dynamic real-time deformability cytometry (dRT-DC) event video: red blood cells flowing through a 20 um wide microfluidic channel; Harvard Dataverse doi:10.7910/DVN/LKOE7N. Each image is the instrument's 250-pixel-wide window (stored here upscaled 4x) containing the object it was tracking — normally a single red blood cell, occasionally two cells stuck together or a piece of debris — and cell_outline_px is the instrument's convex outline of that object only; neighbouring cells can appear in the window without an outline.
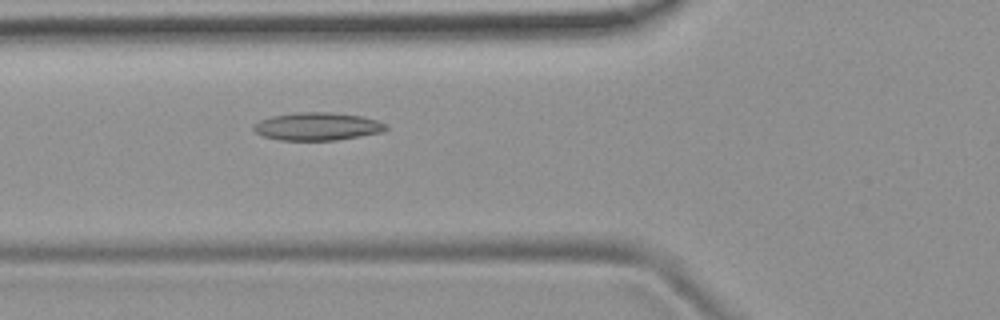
{"species": "common noctule bat (a hibernating species)", "species_latin": "Nyctalus noctula", "temperature_condition": "room temperature", "stored_images_in_passage": 52, "camera_frame_rate_fps": 3000, "um_per_image_px": 0.085, "animal": {"sex": "female", "body_mass_g": 19.9}, "frame": {"image": 1, "passage_image": 19, "time_ms": 6.0, "image_size_px": [1000, 320], "cell_outline_px": [[388, 128], [380, 132], [360, 136], [336, 140], [280, 140], [264, 136], [256, 132], [252, 128], [252, 124], [260, 120], [272, 116], [296, 112], [328, 112], [360, 116], [376, 120], [384, 124]], "centroid_in_image_um": [26.92, 10.74], "position_along_channel_um": 98.9, "area_um2": 21.27}}
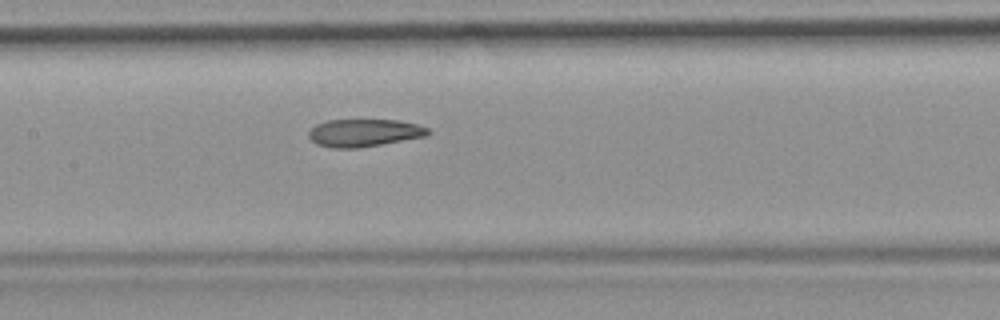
{"frame": {"image": 2, "passage_image": 25, "time_ms": 8.0, "image_size_px": [1000, 320], "cell_outline_px": [[432, 132], [428, 136], [356, 148], [332, 148], [316, 144], [308, 136], [308, 132], [316, 124], [328, 120], [400, 120], [416, 124], [428, 128]], "centroid_in_image_um": [30.96, 11.29], "position_along_channel_um": 176.4, "area_um2": 19.19}}
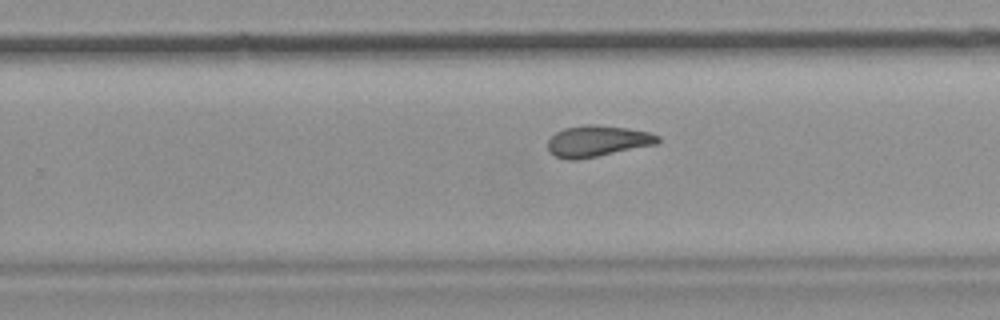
{"frame": {"image": 3, "passage_image": 33, "time_ms": 10.667, "image_size_px": [1000, 320], "cell_outline_px": [[660, 140], [656, 144], [576, 160], [568, 160], [556, 156], [548, 152], [548, 140], [556, 132], [564, 128], [588, 124], [596, 124], [628, 128], [648, 132], [660, 136]], "centroid_in_image_um": [50.75, 11.98], "position_along_channel_um": 279.0, "area_um2": 19.88}, "authors_computed_cell_mechanics": {"area_um2": 20.5768, "velocity_mm_per_s": 3.8681, "shape_relaxation_time_tau1_ms": null, "shape_relaxation_time_tau2_ms": 3.2862, "deformation_change_tau1": null, "deformation_change_tau2": 0.1194}}